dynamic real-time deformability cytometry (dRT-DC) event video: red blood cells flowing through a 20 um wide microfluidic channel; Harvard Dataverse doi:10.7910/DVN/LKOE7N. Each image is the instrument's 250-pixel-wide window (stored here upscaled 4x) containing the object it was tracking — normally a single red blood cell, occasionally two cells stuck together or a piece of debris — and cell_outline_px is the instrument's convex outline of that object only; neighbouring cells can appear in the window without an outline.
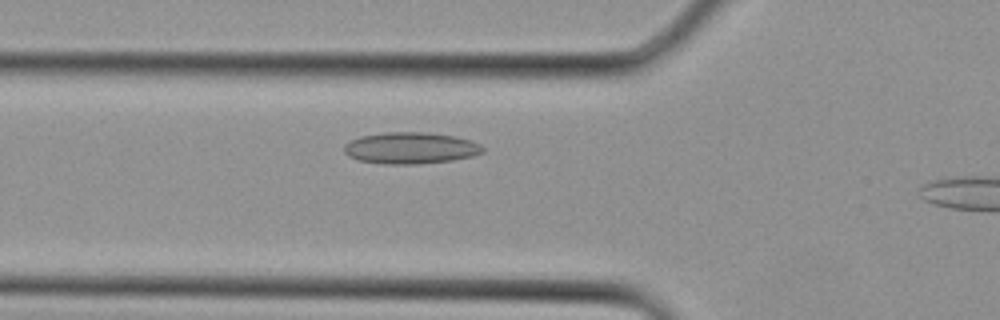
{"species": "Egyptian fruit bat (a non-hibernating species)", "species_latin": "Rousettus aegyptiacus", "temperature_condition": "cold", "stored_images_in_passage": 4, "camera_frame_rate_fps": 3000, "um_per_image_px": 0.085, "animal": {"sex": "female"}, "frame": {"image": 1, "passage_image": 3, "time_ms": 0.667, "image_size_px": [1000, 320], "cell_outline_px": [[484, 152], [472, 156], [452, 160], [416, 164], [384, 164], [356, 160], [348, 156], [344, 152], [344, 144], [360, 136], [388, 132], [428, 132], [456, 136], [472, 140], [480, 144], [484, 148]], "centroid_in_image_um": [34.9, 12.58], "position_along_channel_um": 90.9, "area_um2": 25.66}}